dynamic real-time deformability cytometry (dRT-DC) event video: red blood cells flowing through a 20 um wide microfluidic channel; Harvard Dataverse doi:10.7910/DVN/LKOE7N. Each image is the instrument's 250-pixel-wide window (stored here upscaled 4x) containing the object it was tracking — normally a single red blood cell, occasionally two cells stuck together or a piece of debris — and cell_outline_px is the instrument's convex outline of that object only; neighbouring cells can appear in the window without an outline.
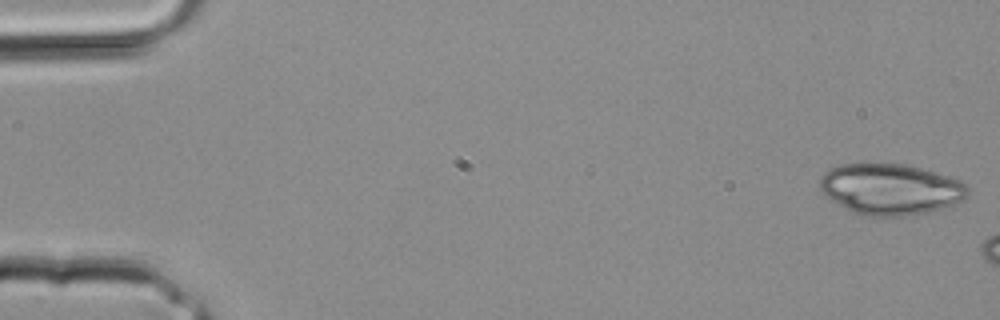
{"species": "common noctule bat (a hibernating species)", "species_latin": "Nyctalus noctula", "temperature_condition": "room temperature", "stored_images_in_passage": 6, "camera_frame_rate_fps": 3000, "um_per_image_px": 0.085, "animal": {"sex": "male", "body_mass_g": 20.4}, "frame": {"image": 1, "passage_image": 1, "time_ms": 0.0, "image_size_px": [1000, 320], "cell_outline_px": [[968, 196], [964, 200], [928, 212], [904, 216], [860, 216], [852, 212], [832, 200], [820, 188], [820, 176], [824, 172], [840, 164], [864, 160], [904, 164], [920, 168], [960, 180], [968, 188]], "centroid_in_image_um": [75.65, 16.04], "position_along_channel_um": 9.4, "area_um2": 44.56}}